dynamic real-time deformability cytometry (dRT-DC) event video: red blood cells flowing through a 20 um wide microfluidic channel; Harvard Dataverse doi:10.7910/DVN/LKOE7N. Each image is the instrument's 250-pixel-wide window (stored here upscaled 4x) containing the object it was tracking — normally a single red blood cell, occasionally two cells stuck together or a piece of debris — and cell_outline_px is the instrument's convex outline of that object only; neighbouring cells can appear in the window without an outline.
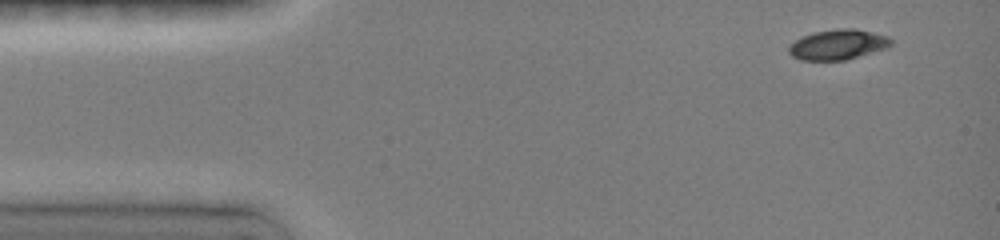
{"species": "common noctule bat (a hibernating species)", "species_latin": "Nyctalus noctula", "temperature_condition": "room temperature", "stored_images_in_passage": 4, "camera_frame_rate_fps": 3000, "um_per_image_px": 0.085, "animal": {"sex": "female", "body_mass_g": 19.0, "forearm_length_mm": 51.5}, "frame": {"image": 1, "passage_image": 1, "time_ms": 0.0, "image_size_px": [1000, 240], "cell_outline_px": [[892, 44], [888, 48], [844, 60], [800, 60], [792, 56], [788, 52], [788, 48], [796, 40], [804, 36], [816, 32], [844, 28], [852, 28], [872, 32], [888, 36], [892, 40]], "centroid_in_image_um": [71.26, 3.8], "position_along_channel_um": 13.7, "area_um2": 17.74}}
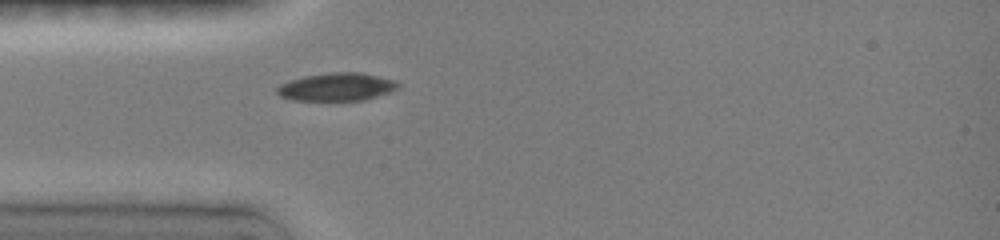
{"frame": {"image": 2, "passage_image": 4, "time_ms": 3.333, "image_size_px": [1000, 240], "cell_outline_px": [[396, 88], [388, 92], [364, 100], [292, 100], [280, 96], [276, 92], [276, 88], [280, 84], [304, 76], [332, 72], [360, 72], [392, 80], [396, 84]], "centroid_in_image_um": [28.53, 7.39], "position_along_channel_um": 56.5, "area_um2": 19.25}}